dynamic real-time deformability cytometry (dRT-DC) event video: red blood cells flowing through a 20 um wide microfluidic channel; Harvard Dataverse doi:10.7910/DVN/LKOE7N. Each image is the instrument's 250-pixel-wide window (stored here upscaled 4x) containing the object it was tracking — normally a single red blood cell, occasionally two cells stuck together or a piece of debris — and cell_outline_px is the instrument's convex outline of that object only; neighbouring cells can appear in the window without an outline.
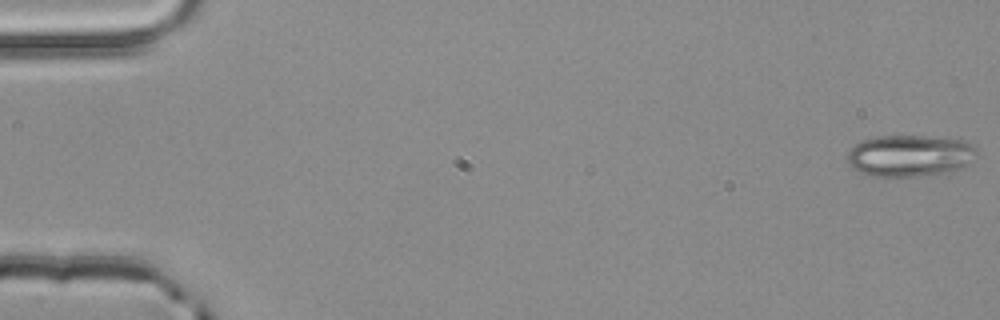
{"species": "common noctule bat (a hibernating species)", "species_latin": "Nyctalus noctula", "temperature_condition": "room temperature", "stored_images_in_passage": 4, "camera_frame_rate_fps": 3000, "um_per_image_px": 0.085, "animal": {"sex": "male", "body_mass_g": 20.4}, "frame": {"image": 1, "passage_image": 1, "time_ms": 0.0, "image_size_px": [1000, 320], "cell_outline_px": [[976, 160], [972, 164], [960, 168], [944, 172], [916, 176], [884, 180], [860, 172], [852, 168], [848, 164], [848, 152], [860, 140], [876, 136], [920, 136], [964, 140], [972, 144], [976, 148]], "centroid_in_image_um": [77.32, 13.26], "position_along_channel_um": 7.7, "area_um2": 32.08}}